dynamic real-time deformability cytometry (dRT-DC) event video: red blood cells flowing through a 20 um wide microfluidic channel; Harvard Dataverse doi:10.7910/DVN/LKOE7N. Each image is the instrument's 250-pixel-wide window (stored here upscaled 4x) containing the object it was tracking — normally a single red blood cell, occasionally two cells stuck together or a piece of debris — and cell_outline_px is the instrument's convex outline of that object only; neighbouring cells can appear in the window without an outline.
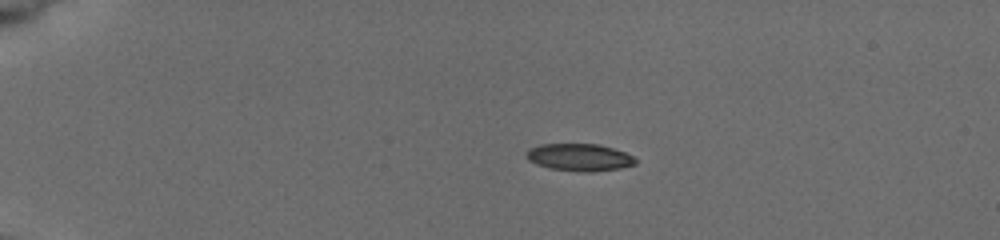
{"species": "common noctule bat (a hibernating species)", "species_latin": "Nyctalus noctula", "temperature_condition": "cold", "stored_images_in_passage": 6, "camera_frame_rate_fps": 3000, "um_per_image_px": 0.085, "animal": {"sex": "female", "body_mass_g": 19.5, "forearm_length_mm": 54.1}, "frame": {"image": 1, "passage_image": 1, "time_ms": 0.0, "image_size_px": [1000, 240], "cell_outline_px": [[636, 164], [620, 168], [592, 172], [584, 172], [548, 168], [536, 164], [528, 160], [524, 156], [528, 148], [540, 144], [600, 144], [624, 152], [632, 156], [636, 160]], "centroid_in_image_um": [49.2, 13.37], "position_along_channel_um": 35.8, "area_um2": 17.46}}
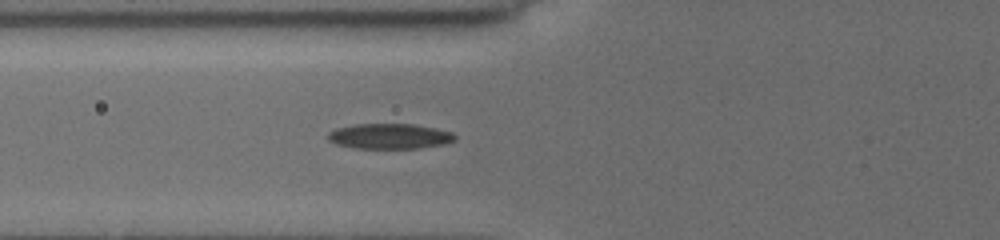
{"frame": {"image": 2, "passage_image": 4, "time_ms": 3.333, "image_size_px": [1000, 240], "cell_outline_px": [[456, 140], [444, 144], [420, 148], [352, 148], [336, 144], [328, 140], [328, 132], [336, 128], [356, 124], [412, 124], [452, 132], [456, 136]], "centroid_in_image_um": [33.09, 11.58], "position_along_channel_um": 92.7, "area_um2": 18.67}}
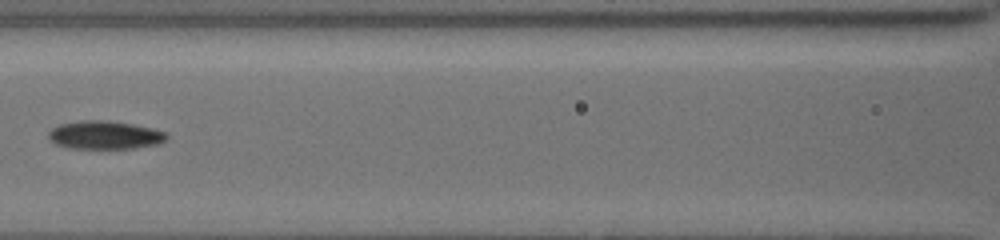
{"frame": {"image": 3, "passage_image": 6, "time_ms": 5.0, "image_size_px": [1000, 240], "cell_outline_px": [[168, 136], [164, 140], [156, 144], [132, 148], [64, 148], [56, 144], [48, 136], [48, 132], [52, 128], [64, 124], [88, 120], [92, 120], [132, 124], [164, 132]], "centroid_in_image_um": [8.86, 11.5], "position_along_channel_um": 157.7, "area_um2": 18.73}}